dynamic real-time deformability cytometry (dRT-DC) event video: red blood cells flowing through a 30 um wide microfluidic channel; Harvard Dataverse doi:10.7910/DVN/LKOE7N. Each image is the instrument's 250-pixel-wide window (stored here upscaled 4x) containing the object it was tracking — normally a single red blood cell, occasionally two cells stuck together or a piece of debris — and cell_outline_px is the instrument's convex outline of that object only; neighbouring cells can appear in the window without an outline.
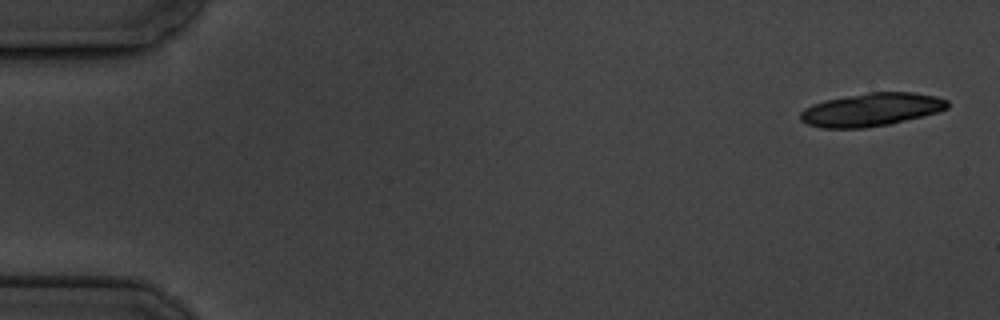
{"species": "common noctule bat (a hibernating species)", "species_latin": "Nyctalus noctula", "temperature_condition": "cold", "stored_images_in_passage": 9, "segment_of_instrument_passage": [1, 2], "camera_frame_rate_fps": 3000, "um_per_image_px": 0.085, "animal": {"sex": "male", "body_mass_g": 19.5, "forearm_length_mm": 54.6}, "frame": {"image": 1, "passage_image": 1, "time_ms": 0.0, "image_size_px": [1000, 320], "cell_outline_px": [[948, 108], [936, 112], [888, 124], [864, 128], [820, 128], [808, 124], [800, 120], [800, 112], [804, 108], [812, 104], [824, 100], [868, 92], [912, 92], [936, 96], [948, 100]], "centroid_in_image_um": [74.02, 9.31], "position_along_channel_um": 11.0, "area_um2": 28.26}}